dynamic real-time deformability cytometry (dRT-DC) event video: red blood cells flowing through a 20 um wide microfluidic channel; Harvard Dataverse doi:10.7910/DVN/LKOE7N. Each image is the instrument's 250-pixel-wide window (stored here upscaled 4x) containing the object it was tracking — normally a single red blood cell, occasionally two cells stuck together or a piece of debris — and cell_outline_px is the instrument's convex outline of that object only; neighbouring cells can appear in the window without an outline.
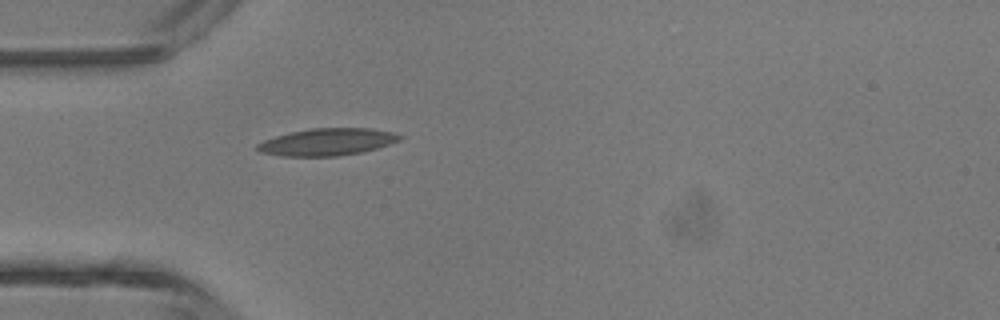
{"species": "common noctule bat (a hibernating species)", "species_latin": "Nyctalus noctula", "temperature_condition": "room temperature", "stored_images_in_passage": 4, "camera_frame_rate_fps": 3000, "um_per_image_px": 0.085, "animal": {"sex": "male", "body_mass_g": 13.3}, "frame": {"image": 1, "passage_image": 4, "time_ms": 3.667, "image_size_px": [1000, 320], "cell_outline_px": [[404, 136], [400, 140], [376, 148], [360, 152], [336, 156], [284, 156], [260, 152], [256, 148], [256, 144], [264, 140], [276, 136], [292, 132], [312, 128], [368, 128], [392, 132]], "centroid_in_image_um": [27.8, 12.06], "position_along_channel_um": 57.2, "area_um2": 22.25}}